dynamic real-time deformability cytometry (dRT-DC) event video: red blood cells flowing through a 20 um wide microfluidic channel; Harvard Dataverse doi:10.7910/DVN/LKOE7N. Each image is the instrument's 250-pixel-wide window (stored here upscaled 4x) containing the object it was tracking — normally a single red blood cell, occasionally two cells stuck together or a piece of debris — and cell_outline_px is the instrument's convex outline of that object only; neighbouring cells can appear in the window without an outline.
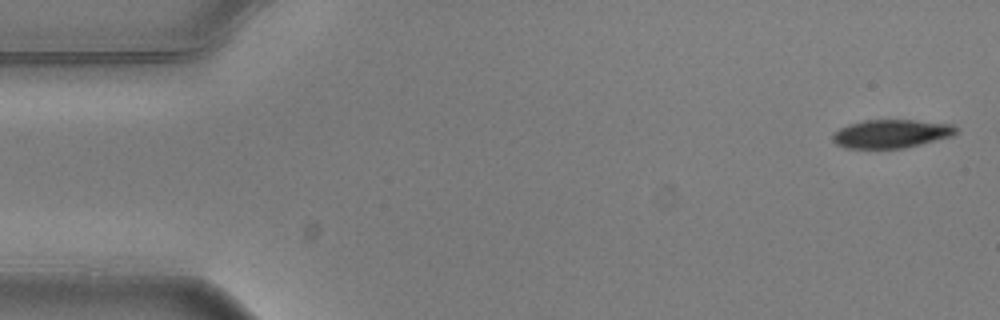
{"species": "common noctule bat (a hibernating species)", "species_latin": "Nyctalus noctula", "temperature_condition": "warm", "stored_images_in_passage": 4, "camera_frame_rate_fps": 3000, "um_per_image_px": 0.085, "animal": {"sex": "male", "body_mass_g": 20.5, "forearm_length_mm": 52.5}, "frame": {"image": 1, "passage_image": 1, "time_ms": 0.0, "image_size_px": [1000, 320], "cell_outline_px": [[960, 132], [952, 136], [904, 148], [844, 148], [836, 144], [832, 140], [832, 132], [848, 124], [864, 120], [912, 120], [952, 124]], "centroid_in_image_um": [75.73, 11.36], "position_along_channel_um": 9.3, "area_um2": 20.52}}